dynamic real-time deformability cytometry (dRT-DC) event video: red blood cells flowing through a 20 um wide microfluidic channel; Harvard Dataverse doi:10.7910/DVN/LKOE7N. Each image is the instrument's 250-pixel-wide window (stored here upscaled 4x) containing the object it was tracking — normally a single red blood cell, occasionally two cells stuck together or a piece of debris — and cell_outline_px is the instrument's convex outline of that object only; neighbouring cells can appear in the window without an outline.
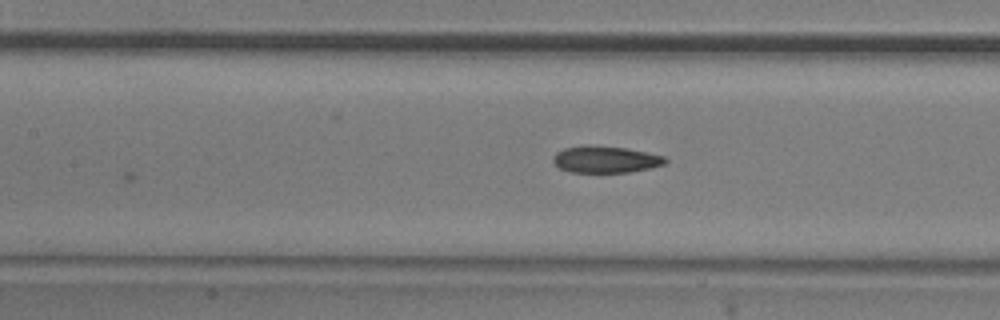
{"species": "common noctule bat (a hibernating species)", "species_latin": "Nyctalus noctula", "temperature_condition": "room temperature", "stored_images_in_passage": 7, "camera_frame_rate_fps": 3000, "um_per_image_px": 0.085, "animal": {"sex": "male", "body_mass_g": 20.5, "forearm_length_mm": 52.5}, "frame": {"image": 1, "passage_image": 7, "time_ms": 2.0, "image_size_px": [1000, 320], "cell_outline_px": [[668, 160], [664, 164], [648, 168], [628, 172], [572, 172], [560, 168], [552, 160], [556, 152], [564, 148], [584, 144], [588, 144], [624, 148], [664, 156]], "centroid_in_image_um": [51.43, 13.54], "position_along_channel_um": 156.0, "area_um2": 17.34}}